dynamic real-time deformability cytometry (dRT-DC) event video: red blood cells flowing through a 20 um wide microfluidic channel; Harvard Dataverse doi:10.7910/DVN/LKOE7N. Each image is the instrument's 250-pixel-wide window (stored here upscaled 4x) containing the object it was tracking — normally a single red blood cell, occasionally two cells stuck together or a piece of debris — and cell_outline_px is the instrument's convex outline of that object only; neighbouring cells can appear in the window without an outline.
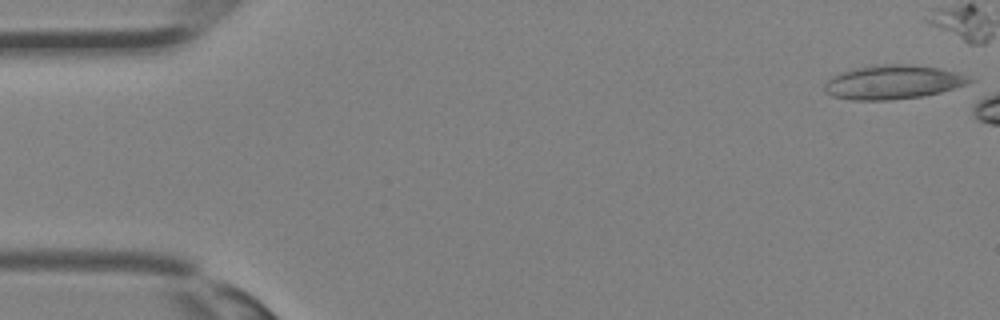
{"species": "Egyptian fruit bat (a non-hibernating species)", "species_latin": "Rousettus aegyptiacus", "temperature_condition": "room temperature", "stored_images_in_passage": 14, "camera_frame_rate_fps": 3000, "um_per_image_px": 0.085, "animal": {"sex": "female"}, "frame": {"image": 1, "passage_image": 1, "time_ms": 0.0, "image_size_px": [1000, 320], "cell_outline_px": [[980, 76], [976, 80], [968, 84], [940, 92], [920, 96], [892, 100], [852, 100], [832, 96], [824, 92], [824, 84], [828, 76], [840, 72], [856, 68], [876, 64], [912, 64], [940, 68]], "centroid_in_image_um": [75.96, 6.96], "position_along_channel_um": 9.0, "area_um2": 29.54}}